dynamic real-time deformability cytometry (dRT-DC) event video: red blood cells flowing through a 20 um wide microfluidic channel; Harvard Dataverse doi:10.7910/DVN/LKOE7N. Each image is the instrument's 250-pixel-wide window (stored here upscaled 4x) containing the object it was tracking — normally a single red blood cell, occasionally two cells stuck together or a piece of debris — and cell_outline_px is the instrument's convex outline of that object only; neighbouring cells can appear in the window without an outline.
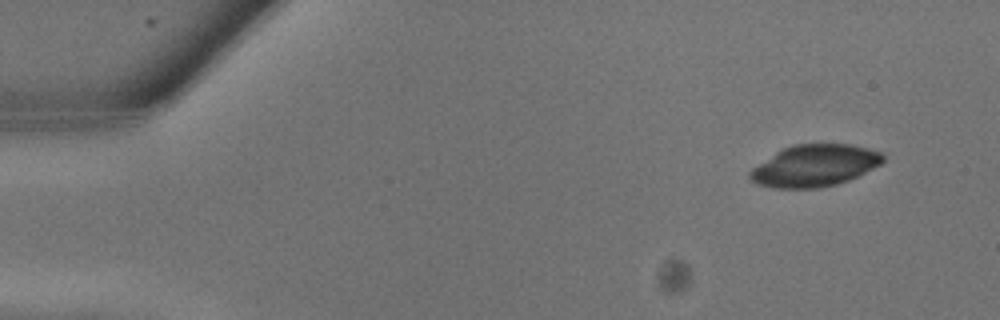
{"species": "common noctule bat (a hibernating species)", "species_latin": "Nyctalus noctula", "temperature_condition": "warm", "stored_images_in_passage": 15, "camera_frame_rate_fps": 3000, "um_per_image_px": 0.085, "animal": {"sex": "male", "body_mass_g": 13.3}, "frame": {"image": 1, "passage_image": 3, "time_ms": 0.667, "image_size_px": [1000, 320], "cell_outline_px": [[884, 160], [880, 164], [848, 180], [836, 184], [820, 188], [772, 188], [756, 184], [748, 176], [748, 172], [752, 168], [776, 152], [792, 144], [848, 144], [868, 148], [880, 152], [884, 156]], "centroid_in_image_um": [69.2, 14.08], "position_along_channel_um": 15.8, "area_um2": 32.25}}